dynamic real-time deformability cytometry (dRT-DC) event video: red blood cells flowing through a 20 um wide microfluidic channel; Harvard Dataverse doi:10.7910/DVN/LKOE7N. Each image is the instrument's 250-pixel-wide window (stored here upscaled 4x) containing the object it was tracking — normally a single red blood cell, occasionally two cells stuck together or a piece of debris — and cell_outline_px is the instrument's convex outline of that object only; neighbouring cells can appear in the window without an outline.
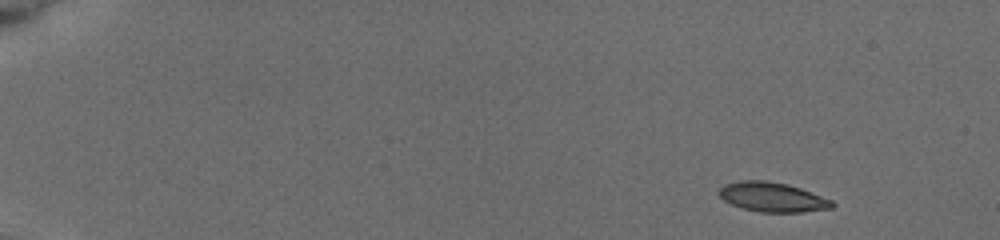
{"species": "common noctule bat (a hibernating species)", "species_latin": "Nyctalus noctula", "temperature_condition": "cold", "stored_images_in_passage": 7, "camera_frame_rate_fps": 3000, "um_per_image_px": 0.085, "animal": {"sex": "female", "body_mass_g": 19.5, "forearm_length_mm": 54.1}, "frame": {"image": 1, "passage_image": 1, "time_ms": 0.0, "image_size_px": [1000, 240], "cell_outline_px": [[836, 204], [832, 208], [800, 212], [760, 212], [740, 208], [724, 200], [720, 196], [720, 188], [724, 184], [744, 180], [764, 180], [788, 184], [800, 188], [832, 200]], "centroid_in_image_um": [65.66, 16.75], "position_along_channel_um": 19.3, "area_um2": 19.36}}
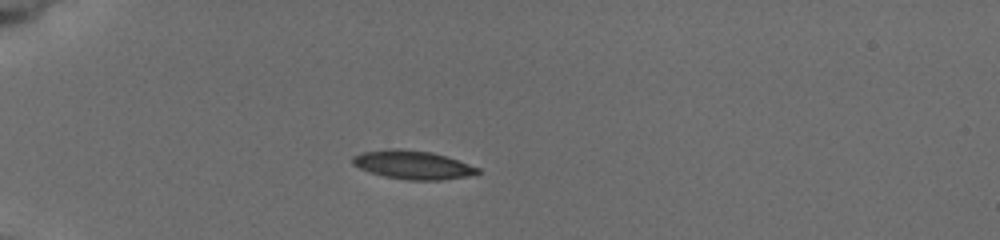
{"frame": {"image": 2, "passage_image": 5, "time_ms": 3.667, "image_size_px": [1000, 240], "cell_outline_px": [[480, 172], [468, 176], [444, 180], [408, 180], [384, 176], [360, 168], [352, 164], [352, 156], [364, 152], [392, 148], [400, 148], [432, 152], [480, 168]], "centroid_in_image_um": [35.08, 14.01], "position_along_channel_um": 49.9, "area_um2": 20.63}}
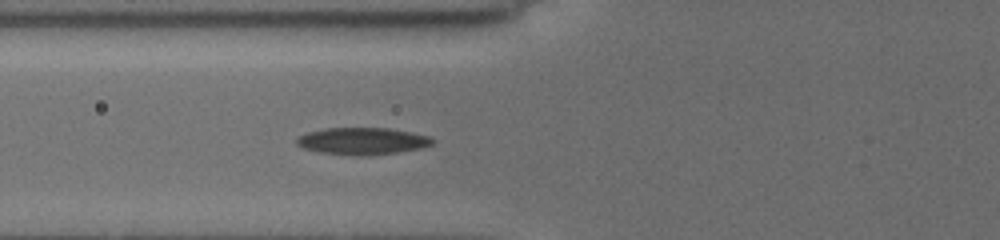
{"frame": {"image": 3, "passage_image": 7, "time_ms": 5.667, "image_size_px": [1000, 240], "cell_outline_px": [[436, 140], [432, 144], [424, 148], [396, 152], [356, 156], [320, 152], [304, 148], [296, 144], [296, 136], [308, 132], [324, 128], [388, 128], [412, 132], [428, 136]], "centroid_in_image_um": [30.8, 11.98], "position_along_channel_um": 95.0, "area_um2": 21.39}}